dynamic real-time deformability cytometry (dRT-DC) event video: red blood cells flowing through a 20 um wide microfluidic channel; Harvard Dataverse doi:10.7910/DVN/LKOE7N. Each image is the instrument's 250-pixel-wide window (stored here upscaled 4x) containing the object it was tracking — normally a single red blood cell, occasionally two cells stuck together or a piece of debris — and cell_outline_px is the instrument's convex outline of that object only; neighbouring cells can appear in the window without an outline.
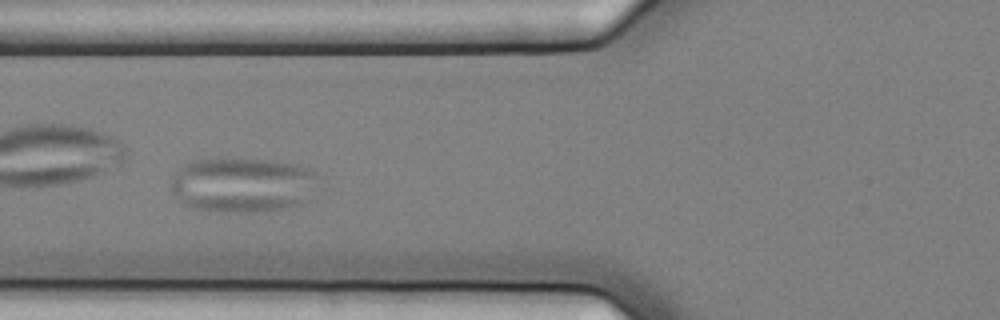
{"species": "common noctule bat (a hibernating species)", "species_latin": "Nyctalus noctula", "temperature_condition": "cold", "stored_images_in_passage": 6, "camera_frame_rate_fps": 3000, "um_per_image_px": 0.085, "animal": {"sex": "female", "body_mass_g": 25.1}, "frame": {"image": 1, "passage_image": 5, "time_ms": 1.333, "image_size_px": [1000, 320], "cell_outline_px": [[316, 176], [304, 200], [300, 204], [284, 208], [252, 212], [220, 212], [196, 208], [184, 204], [172, 192], [168, 184], [172, 176], [184, 164], [192, 160], [264, 160], [292, 164], [308, 168], [316, 172]], "centroid_in_image_um": [20.51, 15.73], "position_along_channel_um": 105.3, "area_um2": 46.07}}